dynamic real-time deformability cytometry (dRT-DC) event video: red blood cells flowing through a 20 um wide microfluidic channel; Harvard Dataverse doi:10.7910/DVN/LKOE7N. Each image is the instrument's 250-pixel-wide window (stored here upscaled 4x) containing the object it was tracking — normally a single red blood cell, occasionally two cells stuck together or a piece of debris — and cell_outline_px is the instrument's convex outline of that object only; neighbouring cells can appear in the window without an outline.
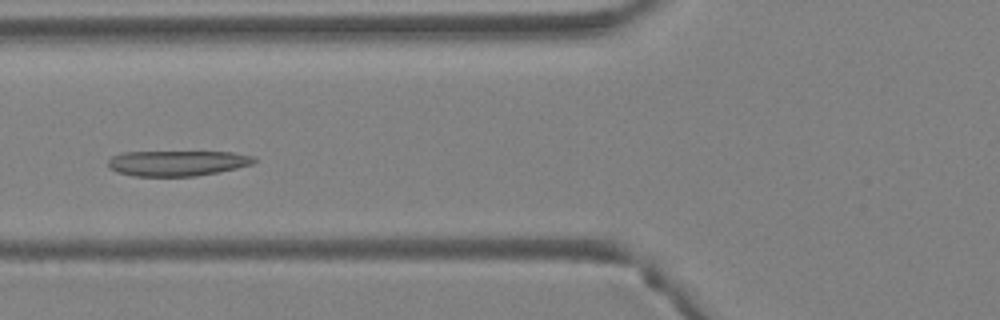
{"species": "Egyptian fruit bat (a non-hibernating species)", "species_latin": "Rousettus aegyptiacus", "temperature_condition": "warm", "stored_images_in_passage": 4, "camera_frame_rate_fps": 3000, "um_per_image_px": 0.085, "animal": {"sex": "female"}, "frame": {"image": 1, "passage_image": 4, "time_ms": 1.0, "image_size_px": [1000, 320], "cell_outline_px": [[256, 160], [252, 164], [220, 172], [196, 176], [132, 176], [116, 172], [108, 168], [108, 160], [112, 156], [124, 152], [232, 152], [256, 156]], "centroid_in_image_um": [15.06, 13.87], "position_along_channel_um": 110.7, "area_um2": 21.79}}